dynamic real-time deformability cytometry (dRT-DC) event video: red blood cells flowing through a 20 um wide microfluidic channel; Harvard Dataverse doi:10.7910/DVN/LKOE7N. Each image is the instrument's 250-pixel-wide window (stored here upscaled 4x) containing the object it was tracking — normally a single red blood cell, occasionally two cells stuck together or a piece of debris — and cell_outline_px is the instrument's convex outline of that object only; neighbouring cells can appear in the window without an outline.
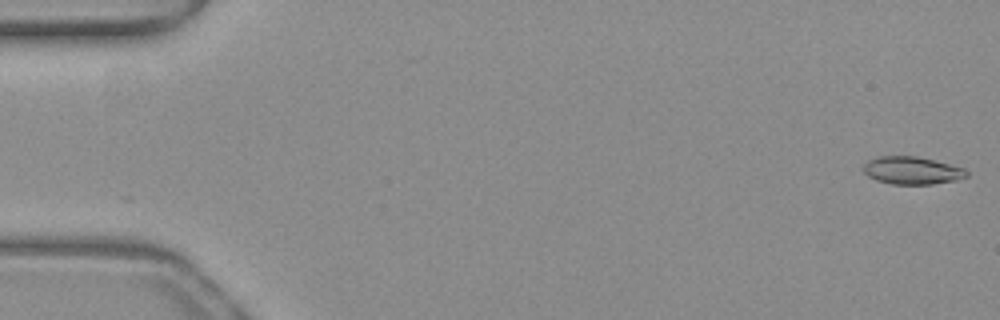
{"species": "common noctule bat (a hibernating species)", "species_latin": "Nyctalus noctula", "temperature_condition": "warm", "stored_images_in_passage": 15, "camera_frame_rate_fps": 3000, "um_per_image_px": 0.085, "animal": {"sex": "female", "body_mass_g": 19.3, "forearm_length_mm": 54.1}, "frame": {"image": 1, "passage_image": 1, "time_ms": 0.0, "image_size_px": [1000, 320], "cell_outline_px": [[968, 176], [956, 180], [932, 184], [892, 184], [876, 180], [868, 176], [864, 172], [864, 164], [868, 160], [880, 156], [916, 156], [964, 168], [968, 172]], "centroid_in_image_um": [77.51, 14.49], "position_along_channel_um": 7.5, "area_um2": 16.47}}
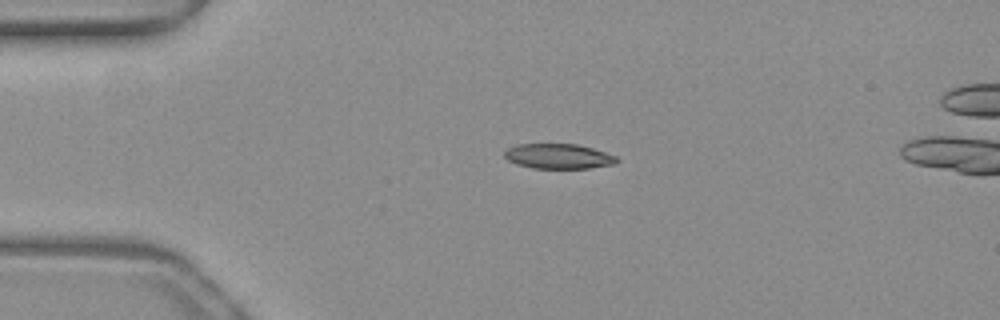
{"frame": {"image": 2, "passage_image": 12, "time_ms": 3.667, "image_size_px": [1000, 320], "cell_outline_px": [[620, 160], [616, 164], [588, 168], [532, 168], [516, 164], [508, 160], [504, 156], [504, 152], [508, 148], [516, 144], [576, 144], [592, 148], [616, 156]], "centroid_in_image_um": [47.47, 13.28], "position_along_channel_um": 37.5, "area_um2": 16.36}}